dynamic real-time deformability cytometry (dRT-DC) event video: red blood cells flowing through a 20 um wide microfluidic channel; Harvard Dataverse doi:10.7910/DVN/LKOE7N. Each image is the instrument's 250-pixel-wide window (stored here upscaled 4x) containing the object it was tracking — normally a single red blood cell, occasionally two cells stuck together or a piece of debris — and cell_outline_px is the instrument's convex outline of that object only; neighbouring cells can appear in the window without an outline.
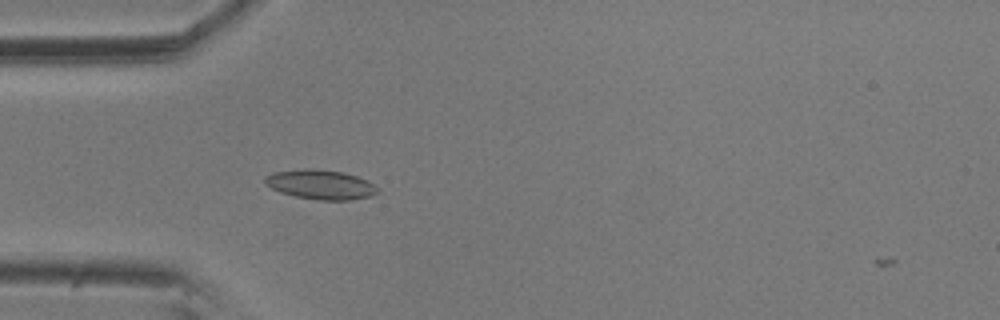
{"species": "common noctule bat (a hibernating species)", "species_latin": "Nyctalus noctula", "temperature_condition": "room temperature", "stored_images_in_passage": 1, "camera_frame_rate_fps": 3000, "um_per_image_px": 0.085, "animal": {"sex": "male", "body_mass_g": 20.5, "forearm_length_mm": 52.5}, "frame": {"image": 1, "passage_image": 1, "time_ms": 0.0, "image_size_px": [1000, 320], "cell_outline_px": [[380, 192], [372, 196], [352, 200], [316, 200], [296, 196], [280, 192], [264, 184], [264, 176], [276, 172], [304, 168], [308, 168], [344, 172], [368, 180], [380, 188]], "centroid_in_image_um": [27.3, 15.69], "position_along_channel_um": 57.7, "area_um2": 19.59}}